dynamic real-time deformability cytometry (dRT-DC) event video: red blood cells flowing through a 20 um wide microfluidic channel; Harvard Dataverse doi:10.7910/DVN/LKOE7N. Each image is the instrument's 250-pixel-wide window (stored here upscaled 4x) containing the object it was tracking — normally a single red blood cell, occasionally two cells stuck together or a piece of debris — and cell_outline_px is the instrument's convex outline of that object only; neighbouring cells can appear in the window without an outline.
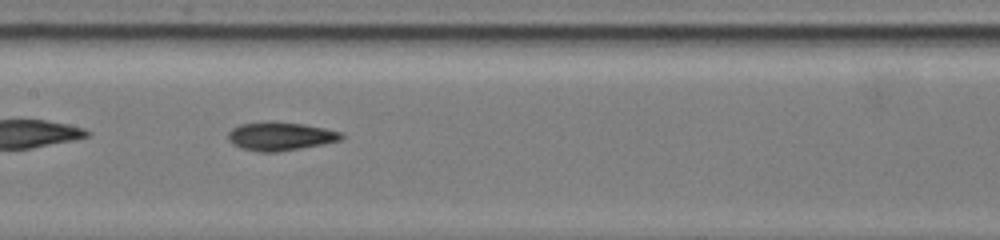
{"species": "common noctule bat (a hibernating species)", "species_latin": "Nyctalus noctula", "temperature_condition": "warm", "stored_images_in_passage": 38, "camera_frame_rate_fps": 3000, "um_per_image_px": 0.085, "animal": {"sex": "female", "body_mass_g": 19.5, "forearm_length_mm": 54.1}, "frame": {"image": 1, "passage_image": 12, "time_ms": 3.667, "image_size_px": [1000, 240], "cell_outline_px": [[344, 140], [324, 144], [276, 152], [260, 152], [240, 148], [232, 144], [228, 140], [228, 132], [232, 128], [240, 124], [264, 120], [272, 120], [304, 124], [344, 132]], "centroid_in_image_um": [23.84, 11.56], "position_along_channel_um": 183.6, "area_um2": 19.31}}